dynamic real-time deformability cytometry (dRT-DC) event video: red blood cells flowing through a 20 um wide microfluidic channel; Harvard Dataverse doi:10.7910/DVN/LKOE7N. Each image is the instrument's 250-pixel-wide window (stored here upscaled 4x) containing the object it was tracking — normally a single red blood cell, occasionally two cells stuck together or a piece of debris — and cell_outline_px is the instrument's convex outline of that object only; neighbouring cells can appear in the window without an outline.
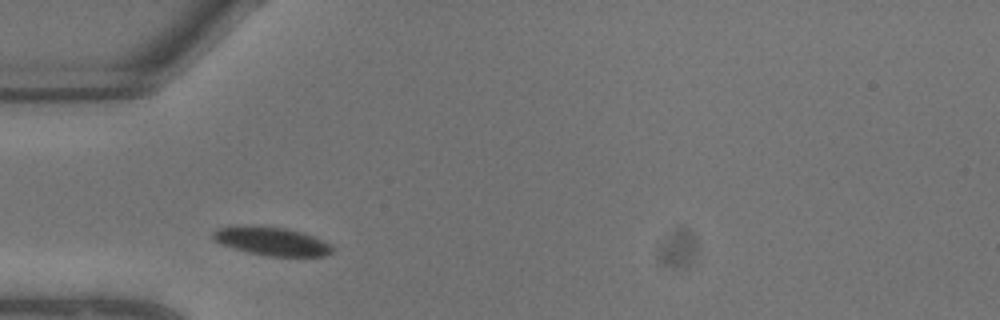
{"species": "common noctule bat (a hibernating species)", "species_latin": "Nyctalus noctula", "temperature_condition": "warm", "stored_images_in_passage": 5, "camera_frame_rate_fps": 3000, "um_per_image_px": 0.085, "animal": {"sex": "male", "body_mass_g": 13.3}, "frame": {"image": 1, "passage_image": 1, "time_ms": 0.0, "image_size_px": [1000, 320], "cell_outline_px": [[332, 252], [324, 256], [264, 256], [248, 252], [220, 244], [212, 240], [212, 232], [216, 228], [248, 224], [284, 228], [304, 232], [328, 244], [332, 248]], "centroid_in_image_um": [23.0, 20.49], "position_along_channel_um": 62.0, "area_um2": 19.88}}
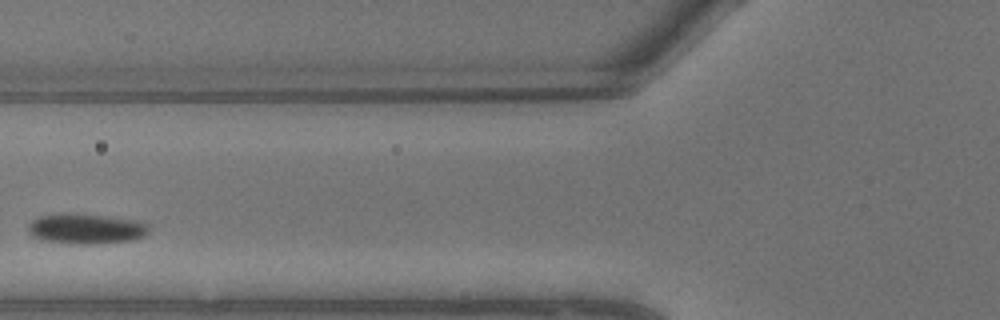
{"frame": {"image": 2, "passage_image": 3, "time_ms": 0.667, "image_size_px": [1000, 320], "cell_outline_px": [[148, 232], [144, 236], [132, 240], [96, 244], [72, 244], [40, 240], [32, 236], [28, 232], [28, 224], [32, 220], [40, 216], [64, 212], [108, 216], [136, 220], [148, 224]], "centroid_in_image_um": [7.27, 19.44], "position_along_channel_um": 118.5, "area_um2": 21.62}}
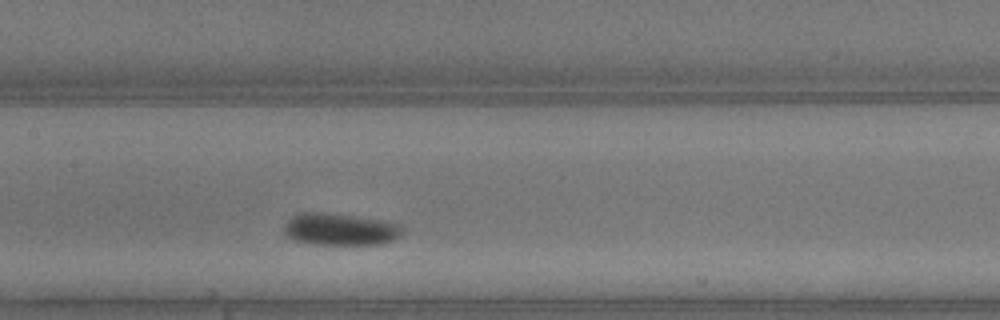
{"frame": {"image": 3, "passage_image": 5, "time_ms": 1.333, "image_size_px": [1000, 320], "cell_outline_px": [[404, 232], [396, 240], [380, 244], [312, 244], [292, 240], [284, 232], [284, 224], [288, 220], [304, 212], [312, 212], [352, 216], [380, 220], [400, 224], [404, 228]], "centroid_in_image_um": [28.95, 19.51], "position_along_channel_um": 178.4, "area_um2": 21.91}}